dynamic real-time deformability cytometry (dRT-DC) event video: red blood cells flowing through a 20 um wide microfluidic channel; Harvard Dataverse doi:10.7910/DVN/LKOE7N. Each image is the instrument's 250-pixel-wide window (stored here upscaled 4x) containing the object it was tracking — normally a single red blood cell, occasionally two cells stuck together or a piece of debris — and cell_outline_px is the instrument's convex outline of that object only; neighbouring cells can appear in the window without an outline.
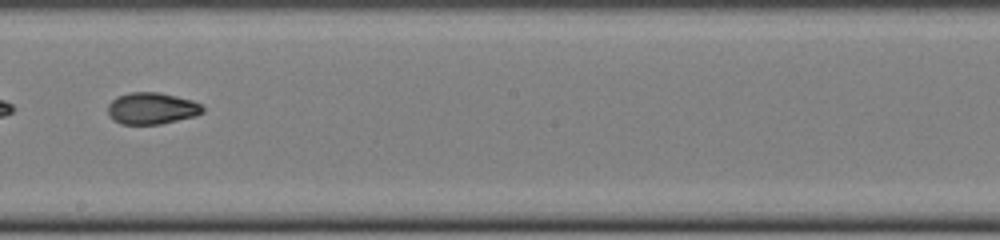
{"species": "common noctule bat (a hibernating species)", "species_latin": "Nyctalus noctula", "temperature_condition": "cold", "stored_images_in_passage": 49, "segment_of_instrument_passage": [2, 2], "camera_frame_rate_fps": 3000, "um_per_image_px": 0.085, "animal": {"sex": "female", "body_mass_g": 22.0, "forearm_length_mm": 56.7}, "frame": {"image": 1, "passage_image": 28, "time_ms": 9.0, "image_size_px": [1000, 240], "cell_outline_px": [[204, 112], [196, 116], [160, 124], [120, 124], [112, 120], [108, 116], [108, 104], [116, 96], [132, 92], [156, 92], [176, 96], [192, 100], [200, 104], [204, 108]], "centroid_in_image_um": [12.88, 9.22], "position_along_channel_um": 235.3, "area_um2": 17.63}}
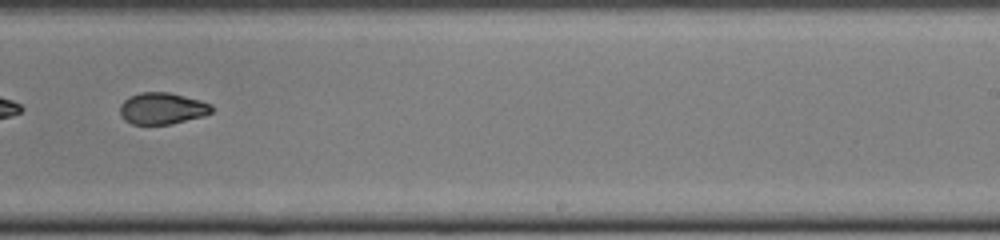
{"frame": {"image": 2, "passage_image": 31, "time_ms": 10.0, "image_size_px": [1000, 240], "cell_outline_px": [[212, 112], [204, 116], [172, 124], [132, 124], [124, 120], [120, 116], [120, 104], [128, 96], [140, 92], [168, 92], [200, 100], [212, 104]], "centroid_in_image_um": [13.77, 9.22], "position_along_channel_um": 275.2, "area_um2": 17.05}}
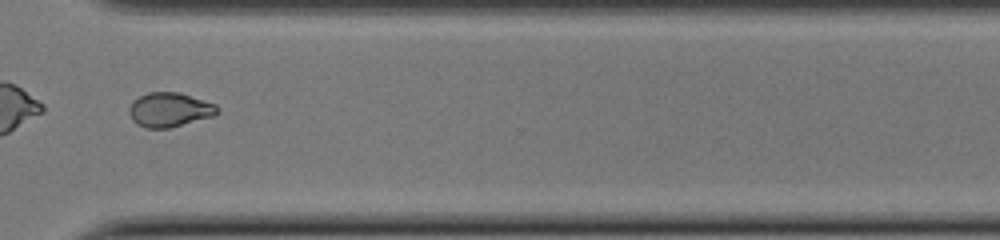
{"frame": {"image": 3, "passage_image": 37, "time_ms": 12.0, "image_size_px": [1000, 240], "cell_outline_px": [[220, 112], [212, 116], [168, 128], [144, 128], [136, 124], [132, 120], [128, 112], [128, 108], [132, 100], [148, 92], [180, 92], [216, 104], [220, 108]], "centroid_in_image_um": [14.39, 9.32], "position_along_channel_um": 356.2, "area_um2": 17.8}}